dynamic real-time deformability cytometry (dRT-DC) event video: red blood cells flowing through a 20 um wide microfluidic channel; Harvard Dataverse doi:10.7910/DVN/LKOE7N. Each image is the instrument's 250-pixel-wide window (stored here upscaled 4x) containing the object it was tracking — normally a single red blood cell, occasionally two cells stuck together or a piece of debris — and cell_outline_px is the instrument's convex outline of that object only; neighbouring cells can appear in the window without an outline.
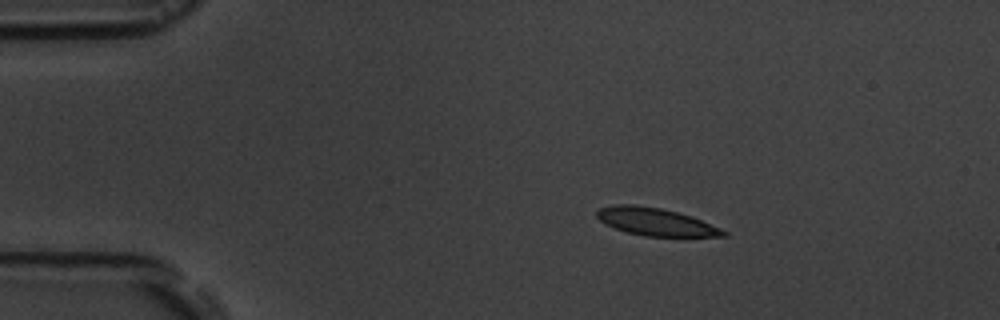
{"species": "common noctule bat (a hibernating species)", "species_latin": "Nyctalus noctula", "temperature_condition": "room temperature", "stored_images_in_passage": 3, "camera_frame_rate_fps": 3000, "um_per_image_px": 0.085, "animal": {"sex": "male", "body_mass_g": 19.5, "forearm_length_mm": 54.6}, "frame": {"image": 1, "passage_image": 1, "time_ms": 0.0, "image_size_px": [1000, 320], "cell_outline_px": [[728, 236], [644, 236], [628, 232], [604, 224], [596, 216], [596, 212], [600, 208], [616, 204], [636, 204], [660, 208], [692, 216], [720, 228], [728, 232]], "centroid_in_image_um": [55.72, 18.84], "position_along_channel_um": 29.3, "area_um2": 20.23}}